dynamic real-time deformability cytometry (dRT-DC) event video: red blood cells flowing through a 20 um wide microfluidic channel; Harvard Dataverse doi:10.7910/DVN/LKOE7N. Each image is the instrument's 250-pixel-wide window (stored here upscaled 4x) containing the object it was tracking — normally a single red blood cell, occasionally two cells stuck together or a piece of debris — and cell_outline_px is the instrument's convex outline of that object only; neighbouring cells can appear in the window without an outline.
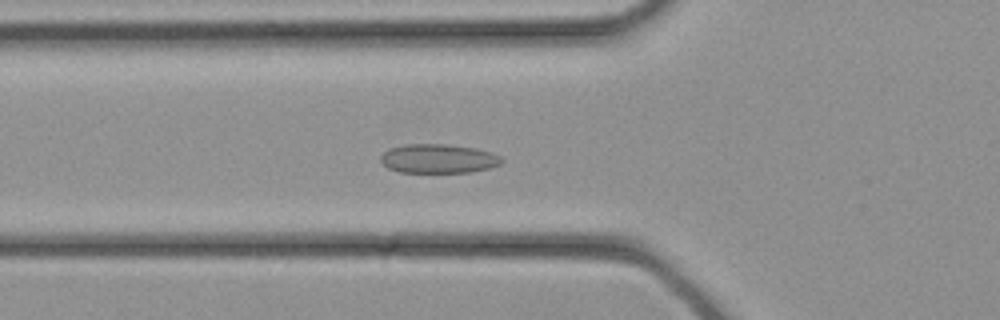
{"species": "common noctule bat (a hibernating species)", "species_latin": "Nyctalus noctula", "temperature_condition": "cold", "stored_images_in_passage": 34, "camera_frame_rate_fps": 3000, "um_per_image_px": 0.085, "animal": {"sex": "female", "body_mass_g": 21.9}, "frame": {"image": 1, "passage_image": 12, "time_ms": 3.667, "image_size_px": [1000, 320], "cell_outline_px": [[504, 160], [500, 164], [488, 168], [472, 172], [400, 172], [388, 168], [380, 160], [380, 156], [388, 148], [404, 144], [444, 144], [476, 148], [492, 152], [500, 156]], "centroid_in_image_um": [37.26, 13.48], "position_along_channel_um": 88.5, "area_um2": 20.58}}
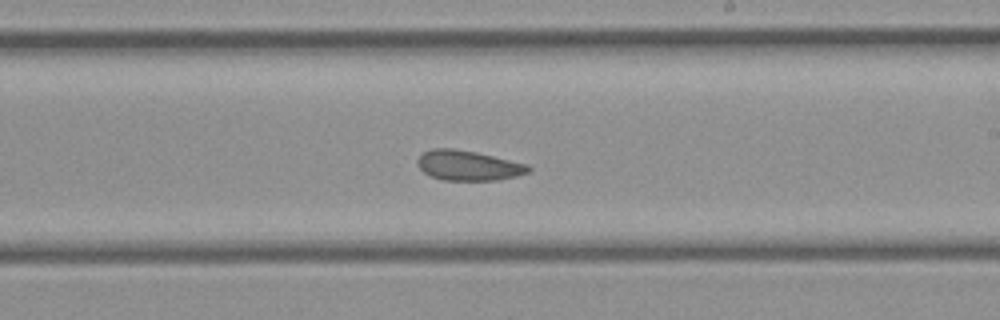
{"frame": {"image": 2, "passage_image": 20, "time_ms": 6.333, "image_size_px": [1000, 320], "cell_outline_px": [[532, 168], [528, 172], [516, 176], [496, 180], [444, 180], [432, 176], [424, 172], [416, 164], [416, 160], [424, 152], [432, 148], [452, 148], [476, 152], [528, 164]], "centroid_in_image_um": [39.8, 14.06], "position_along_channel_um": 249.2, "area_um2": 19.31}}
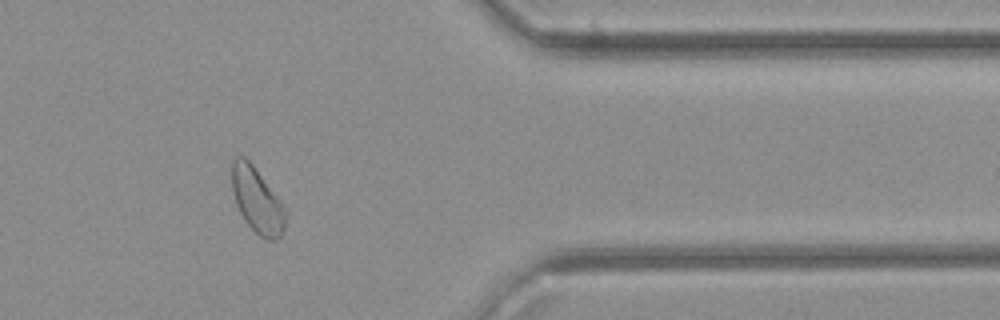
{"frame": {"image": 3, "passage_image": 28, "time_ms": 9.0, "image_size_px": [1000, 320], "cell_outline_px": [[288, 212], [284, 232], [276, 240], [268, 240], [260, 236], [244, 220], [236, 204], [232, 192], [232, 160], [236, 156], [244, 156], [252, 164], [288, 208]], "centroid_in_image_um": [21.9, 17.04], "position_along_channel_um": 389.5, "area_um2": 20.81}}